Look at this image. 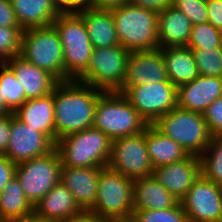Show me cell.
<instances>
[{
    "instance_id": "obj_36",
    "label": "cell",
    "mask_w": 222,
    "mask_h": 222,
    "mask_svg": "<svg viewBox=\"0 0 222 222\" xmlns=\"http://www.w3.org/2000/svg\"><path fill=\"white\" fill-rule=\"evenodd\" d=\"M212 137H222V97L216 99L203 113Z\"/></svg>"
},
{
    "instance_id": "obj_10",
    "label": "cell",
    "mask_w": 222,
    "mask_h": 222,
    "mask_svg": "<svg viewBox=\"0 0 222 222\" xmlns=\"http://www.w3.org/2000/svg\"><path fill=\"white\" fill-rule=\"evenodd\" d=\"M61 167V157L56 148L45 155L16 164L15 176L34 207L60 182Z\"/></svg>"
},
{
    "instance_id": "obj_3",
    "label": "cell",
    "mask_w": 222,
    "mask_h": 222,
    "mask_svg": "<svg viewBox=\"0 0 222 222\" xmlns=\"http://www.w3.org/2000/svg\"><path fill=\"white\" fill-rule=\"evenodd\" d=\"M62 166L73 168L107 167L112 140L100 129L90 127L59 139L55 147Z\"/></svg>"
},
{
    "instance_id": "obj_35",
    "label": "cell",
    "mask_w": 222,
    "mask_h": 222,
    "mask_svg": "<svg viewBox=\"0 0 222 222\" xmlns=\"http://www.w3.org/2000/svg\"><path fill=\"white\" fill-rule=\"evenodd\" d=\"M172 6L182 11L193 25L208 22L206 0H172Z\"/></svg>"
},
{
    "instance_id": "obj_34",
    "label": "cell",
    "mask_w": 222,
    "mask_h": 222,
    "mask_svg": "<svg viewBox=\"0 0 222 222\" xmlns=\"http://www.w3.org/2000/svg\"><path fill=\"white\" fill-rule=\"evenodd\" d=\"M22 32L20 27H0V63L20 55Z\"/></svg>"
},
{
    "instance_id": "obj_32",
    "label": "cell",
    "mask_w": 222,
    "mask_h": 222,
    "mask_svg": "<svg viewBox=\"0 0 222 222\" xmlns=\"http://www.w3.org/2000/svg\"><path fill=\"white\" fill-rule=\"evenodd\" d=\"M191 50L194 54L199 75L222 78L221 48H202Z\"/></svg>"
},
{
    "instance_id": "obj_31",
    "label": "cell",
    "mask_w": 222,
    "mask_h": 222,
    "mask_svg": "<svg viewBox=\"0 0 222 222\" xmlns=\"http://www.w3.org/2000/svg\"><path fill=\"white\" fill-rule=\"evenodd\" d=\"M222 31L216 29L211 23H200L192 26L187 42L190 49L221 48Z\"/></svg>"
},
{
    "instance_id": "obj_25",
    "label": "cell",
    "mask_w": 222,
    "mask_h": 222,
    "mask_svg": "<svg viewBox=\"0 0 222 222\" xmlns=\"http://www.w3.org/2000/svg\"><path fill=\"white\" fill-rule=\"evenodd\" d=\"M78 13L84 20L93 48L119 45L111 10L90 7Z\"/></svg>"
},
{
    "instance_id": "obj_14",
    "label": "cell",
    "mask_w": 222,
    "mask_h": 222,
    "mask_svg": "<svg viewBox=\"0 0 222 222\" xmlns=\"http://www.w3.org/2000/svg\"><path fill=\"white\" fill-rule=\"evenodd\" d=\"M56 144L45 134L30 128L11 113L10 141L5 156L18 164L50 153Z\"/></svg>"
},
{
    "instance_id": "obj_5",
    "label": "cell",
    "mask_w": 222,
    "mask_h": 222,
    "mask_svg": "<svg viewBox=\"0 0 222 222\" xmlns=\"http://www.w3.org/2000/svg\"><path fill=\"white\" fill-rule=\"evenodd\" d=\"M148 126L125 96L118 91L103 92L95 107L93 127L112 141L133 136Z\"/></svg>"
},
{
    "instance_id": "obj_9",
    "label": "cell",
    "mask_w": 222,
    "mask_h": 222,
    "mask_svg": "<svg viewBox=\"0 0 222 222\" xmlns=\"http://www.w3.org/2000/svg\"><path fill=\"white\" fill-rule=\"evenodd\" d=\"M133 210V180L104 167L99 174L96 202L89 211L107 219L131 217Z\"/></svg>"
},
{
    "instance_id": "obj_21",
    "label": "cell",
    "mask_w": 222,
    "mask_h": 222,
    "mask_svg": "<svg viewBox=\"0 0 222 222\" xmlns=\"http://www.w3.org/2000/svg\"><path fill=\"white\" fill-rule=\"evenodd\" d=\"M192 26L191 20L173 6L158 12L159 48L186 46Z\"/></svg>"
},
{
    "instance_id": "obj_6",
    "label": "cell",
    "mask_w": 222,
    "mask_h": 222,
    "mask_svg": "<svg viewBox=\"0 0 222 222\" xmlns=\"http://www.w3.org/2000/svg\"><path fill=\"white\" fill-rule=\"evenodd\" d=\"M153 125L189 155L200 157L212 139L203 114L178 106L161 116Z\"/></svg>"
},
{
    "instance_id": "obj_33",
    "label": "cell",
    "mask_w": 222,
    "mask_h": 222,
    "mask_svg": "<svg viewBox=\"0 0 222 222\" xmlns=\"http://www.w3.org/2000/svg\"><path fill=\"white\" fill-rule=\"evenodd\" d=\"M131 218L134 222H188L180 201L165 210H133Z\"/></svg>"
},
{
    "instance_id": "obj_22",
    "label": "cell",
    "mask_w": 222,
    "mask_h": 222,
    "mask_svg": "<svg viewBox=\"0 0 222 222\" xmlns=\"http://www.w3.org/2000/svg\"><path fill=\"white\" fill-rule=\"evenodd\" d=\"M82 211L62 182L57 183L34 207V212L40 217L58 222L66 221Z\"/></svg>"
},
{
    "instance_id": "obj_15",
    "label": "cell",
    "mask_w": 222,
    "mask_h": 222,
    "mask_svg": "<svg viewBox=\"0 0 222 222\" xmlns=\"http://www.w3.org/2000/svg\"><path fill=\"white\" fill-rule=\"evenodd\" d=\"M160 82H171L168 79L165 61L161 49L130 52L123 92L128 86H141Z\"/></svg>"
},
{
    "instance_id": "obj_26",
    "label": "cell",
    "mask_w": 222,
    "mask_h": 222,
    "mask_svg": "<svg viewBox=\"0 0 222 222\" xmlns=\"http://www.w3.org/2000/svg\"><path fill=\"white\" fill-rule=\"evenodd\" d=\"M145 142L153 169L179 162L189 156L178 143L161 133L153 124L145 128Z\"/></svg>"
},
{
    "instance_id": "obj_16",
    "label": "cell",
    "mask_w": 222,
    "mask_h": 222,
    "mask_svg": "<svg viewBox=\"0 0 222 222\" xmlns=\"http://www.w3.org/2000/svg\"><path fill=\"white\" fill-rule=\"evenodd\" d=\"M201 174V159L196 155L159 166L153 169L152 176L179 201Z\"/></svg>"
},
{
    "instance_id": "obj_45",
    "label": "cell",
    "mask_w": 222,
    "mask_h": 222,
    "mask_svg": "<svg viewBox=\"0 0 222 222\" xmlns=\"http://www.w3.org/2000/svg\"><path fill=\"white\" fill-rule=\"evenodd\" d=\"M16 222H58V221L40 217L35 212H33L30 216H27L26 218L18 220Z\"/></svg>"
},
{
    "instance_id": "obj_40",
    "label": "cell",
    "mask_w": 222,
    "mask_h": 222,
    "mask_svg": "<svg viewBox=\"0 0 222 222\" xmlns=\"http://www.w3.org/2000/svg\"><path fill=\"white\" fill-rule=\"evenodd\" d=\"M208 22L222 31V0H206Z\"/></svg>"
},
{
    "instance_id": "obj_12",
    "label": "cell",
    "mask_w": 222,
    "mask_h": 222,
    "mask_svg": "<svg viewBox=\"0 0 222 222\" xmlns=\"http://www.w3.org/2000/svg\"><path fill=\"white\" fill-rule=\"evenodd\" d=\"M122 94L148 125L177 106V87L171 82L128 86Z\"/></svg>"
},
{
    "instance_id": "obj_17",
    "label": "cell",
    "mask_w": 222,
    "mask_h": 222,
    "mask_svg": "<svg viewBox=\"0 0 222 222\" xmlns=\"http://www.w3.org/2000/svg\"><path fill=\"white\" fill-rule=\"evenodd\" d=\"M177 96L178 107L203 114L222 97V78L199 75L193 81L179 85Z\"/></svg>"
},
{
    "instance_id": "obj_2",
    "label": "cell",
    "mask_w": 222,
    "mask_h": 222,
    "mask_svg": "<svg viewBox=\"0 0 222 222\" xmlns=\"http://www.w3.org/2000/svg\"><path fill=\"white\" fill-rule=\"evenodd\" d=\"M111 12L119 44L126 50L135 52L159 48L157 12L130 3Z\"/></svg>"
},
{
    "instance_id": "obj_43",
    "label": "cell",
    "mask_w": 222,
    "mask_h": 222,
    "mask_svg": "<svg viewBox=\"0 0 222 222\" xmlns=\"http://www.w3.org/2000/svg\"><path fill=\"white\" fill-rule=\"evenodd\" d=\"M129 3L130 0H91V7L99 10H112Z\"/></svg>"
},
{
    "instance_id": "obj_4",
    "label": "cell",
    "mask_w": 222,
    "mask_h": 222,
    "mask_svg": "<svg viewBox=\"0 0 222 222\" xmlns=\"http://www.w3.org/2000/svg\"><path fill=\"white\" fill-rule=\"evenodd\" d=\"M52 25L63 48L65 81L77 80L87 70L94 49L84 20L79 13H60Z\"/></svg>"
},
{
    "instance_id": "obj_41",
    "label": "cell",
    "mask_w": 222,
    "mask_h": 222,
    "mask_svg": "<svg viewBox=\"0 0 222 222\" xmlns=\"http://www.w3.org/2000/svg\"><path fill=\"white\" fill-rule=\"evenodd\" d=\"M11 129V114L0 115V155H5L9 141Z\"/></svg>"
},
{
    "instance_id": "obj_39",
    "label": "cell",
    "mask_w": 222,
    "mask_h": 222,
    "mask_svg": "<svg viewBox=\"0 0 222 222\" xmlns=\"http://www.w3.org/2000/svg\"><path fill=\"white\" fill-rule=\"evenodd\" d=\"M16 164L5 155H0V194L5 186L15 176Z\"/></svg>"
},
{
    "instance_id": "obj_24",
    "label": "cell",
    "mask_w": 222,
    "mask_h": 222,
    "mask_svg": "<svg viewBox=\"0 0 222 222\" xmlns=\"http://www.w3.org/2000/svg\"><path fill=\"white\" fill-rule=\"evenodd\" d=\"M22 30L52 25L61 13L54 0H11Z\"/></svg>"
},
{
    "instance_id": "obj_42",
    "label": "cell",
    "mask_w": 222,
    "mask_h": 222,
    "mask_svg": "<svg viewBox=\"0 0 222 222\" xmlns=\"http://www.w3.org/2000/svg\"><path fill=\"white\" fill-rule=\"evenodd\" d=\"M130 4L158 13L172 6V0H130Z\"/></svg>"
},
{
    "instance_id": "obj_47",
    "label": "cell",
    "mask_w": 222,
    "mask_h": 222,
    "mask_svg": "<svg viewBox=\"0 0 222 222\" xmlns=\"http://www.w3.org/2000/svg\"><path fill=\"white\" fill-rule=\"evenodd\" d=\"M104 222H134L131 217L127 218H107Z\"/></svg>"
},
{
    "instance_id": "obj_28",
    "label": "cell",
    "mask_w": 222,
    "mask_h": 222,
    "mask_svg": "<svg viewBox=\"0 0 222 222\" xmlns=\"http://www.w3.org/2000/svg\"><path fill=\"white\" fill-rule=\"evenodd\" d=\"M34 206L14 176L0 194V222H16L30 216Z\"/></svg>"
},
{
    "instance_id": "obj_1",
    "label": "cell",
    "mask_w": 222,
    "mask_h": 222,
    "mask_svg": "<svg viewBox=\"0 0 222 222\" xmlns=\"http://www.w3.org/2000/svg\"><path fill=\"white\" fill-rule=\"evenodd\" d=\"M103 92L75 79L57 83L53 90L55 144L68 134L93 127L95 107Z\"/></svg>"
},
{
    "instance_id": "obj_20",
    "label": "cell",
    "mask_w": 222,
    "mask_h": 222,
    "mask_svg": "<svg viewBox=\"0 0 222 222\" xmlns=\"http://www.w3.org/2000/svg\"><path fill=\"white\" fill-rule=\"evenodd\" d=\"M14 115L30 128L47 135L55 143L53 92L44 97L25 101Z\"/></svg>"
},
{
    "instance_id": "obj_18",
    "label": "cell",
    "mask_w": 222,
    "mask_h": 222,
    "mask_svg": "<svg viewBox=\"0 0 222 222\" xmlns=\"http://www.w3.org/2000/svg\"><path fill=\"white\" fill-rule=\"evenodd\" d=\"M104 167H61L60 182L72 193L82 210H90L97 198L98 179Z\"/></svg>"
},
{
    "instance_id": "obj_29",
    "label": "cell",
    "mask_w": 222,
    "mask_h": 222,
    "mask_svg": "<svg viewBox=\"0 0 222 222\" xmlns=\"http://www.w3.org/2000/svg\"><path fill=\"white\" fill-rule=\"evenodd\" d=\"M200 159L201 173L222 186V137H212Z\"/></svg>"
},
{
    "instance_id": "obj_11",
    "label": "cell",
    "mask_w": 222,
    "mask_h": 222,
    "mask_svg": "<svg viewBox=\"0 0 222 222\" xmlns=\"http://www.w3.org/2000/svg\"><path fill=\"white\" fill-rule=\"evenodd\" d=\"M108 167L132 180L152 176L153 166L147 152L145 129L139 134L112 141Z\"/></svg>"
},
{
    "instance_id": "obj_23",
    "label": "cell",
    "mask_w": 222,
    "mask_h": 222,
    "mask_svg": "<svg viewBox=\"0 0 222 222\" xmlns=\"http://www.w3.org/2000/svg\"><path fill=\"white\" fill-rule=\"evenodd\" d=\"M178 202L153 176L133 180L134 210H165Z\"/></svg>"
},
{
    "instance_id": "obj_19",
    "label": "cell",
    "mask_w": 222,
    "mask_h": 222,
    "mask_svg": "<svg viewBox=\"0 0 222 222\" xmlns=\"http://www.w3.org/2000/svg\"><path fill=\"white\" fill-rule=\"evenodd\" d=\"M5 63L24 89L26 100L49 95L59 82L52 74L25 61L20 55L8 59Z\"/></svg>"
},
{
    "instance_id": "obj_27",
    "label": "cell",
    "mask_w": 222,
    "mask_h": 222,
    "mask_svg": "<svg viewBox=\"0 0 222 222\" xmlns=\"http://www.w3.org/2000/svg\"><path fill=\"white\" fill-rule=\"evenodd\" d=\"M167 70L168 79L178 87L199 76L194 54L187 46L160 48Z\"/></svg>"
},
{
    "instance_id": "obj_8",
    "label": "cell",
    "mask_w": 222,
    "mask_h": 222,
    "mask_svg": "<svg viewBox=\"0 0 222 222\" xmlns=\"http://www.w3.org/2000/svg\"><path fill=\"white\" fill-rule=\"evenodd\" d=\"M129 54L120 44L94 48L87 70L77 80L104 92L119 91L125 81Z\"/></svg>"
},
{
    "instance_id": "obj_37",
    "label": "cell",
    "mask_w": 222,
    "mask_h": 222,
    "mask_svg": "<svg viewBox=\"0 0 222 222\" xmlns=\"http://www.w3.org/2000/svg\"><path fill=\"white\" fill-rule=\"evenodd\" d=\"M0 27H20L11 0H0Z\"/></svg>"
},
{
    "instance_id": "obj_38",
    "label": "cell",
    "mask_w": 222,
    "mask_h": 222,
    "mask_svg": "<svg viewBox=\"0 0 222 222\" xmlns=\"http://www.w3.org/2000/svg\"><path fill=\"white\" fill-rule=\"evenodd\" d=\"M61 13H78L91 7V0H54Z\"/></svg>"
},
{
    "instance_id": "obj_13",
    "label": "cell",
    "mask_w": 222,
    "mask_h": 222,
    "mask_svg": "<svg viewBox=\"0 0 222 222\" xmlns=\"http://www.w3.org/2000/svg\"><path fill=\"white\" fill-rule=\"evenodd\" d=\"M188 222H220L222 219V186L202 173L180 201Z\"/></svg>"
},
{
    "instance_id": "obj_7",
    "label": "cell",
    "mask_w": 222,
    "mask_h": 222,
    "mask_svg": "<svg viewBox=\"0 0 222 222\" xmlns=\"http://www.w3.org/2000/svg\"><path fill=\"white\" fill-rule=\"evenodd\" d=\"M20 56L58 81H65L63 48L53 25L24 29Z\"/></svg>"
},
{
    "instance_id": "obj_30",
    "label": "cell",
    "mask_w": 222,
    "mask_h": 222,
    "mask_svg": "<svg viewBox=\"0 0 222 222\" xmlns=\"http://www.w3.org/2000/svg\"><path fill=\"white\" fill-rule=\"evenodd\" d=\"M0 88L2 99L14 113L26 100L24 89L15 77L14 72L6 63H0Z\"/></svg>"
},
{
    "instance_id": "obj_46",
    "label": "cell",
    "mask_w": 222,
    "mask_h": 222,
    "mask_svg": "<svg viewBox=\"0 0 222 222\" xmlns=\"http://www.w3.org/2000/svg\"><path fill=\"white\" fill-rule=\"evenodd\" d=\"M13 113L6 104V101L2 99V93H1V88H0V115L4 114H11Z\"/></svg>"
},
{
    "instance_id": "obj_44",
    "label": "cell",
    "mask_w": 222,
    "mask_h": 222,
    "mask_svg": "<svg viewBox=\"0 0 222 222\" xmlns=\"http://www.w3.org/2000/svg\"><path fill=\"white\" fill-rule=\"evenodd\" d=\"M105 219L89 210H83L81 213L71 217L63 222H104Z\"/></svg>"
}]
</instances>
